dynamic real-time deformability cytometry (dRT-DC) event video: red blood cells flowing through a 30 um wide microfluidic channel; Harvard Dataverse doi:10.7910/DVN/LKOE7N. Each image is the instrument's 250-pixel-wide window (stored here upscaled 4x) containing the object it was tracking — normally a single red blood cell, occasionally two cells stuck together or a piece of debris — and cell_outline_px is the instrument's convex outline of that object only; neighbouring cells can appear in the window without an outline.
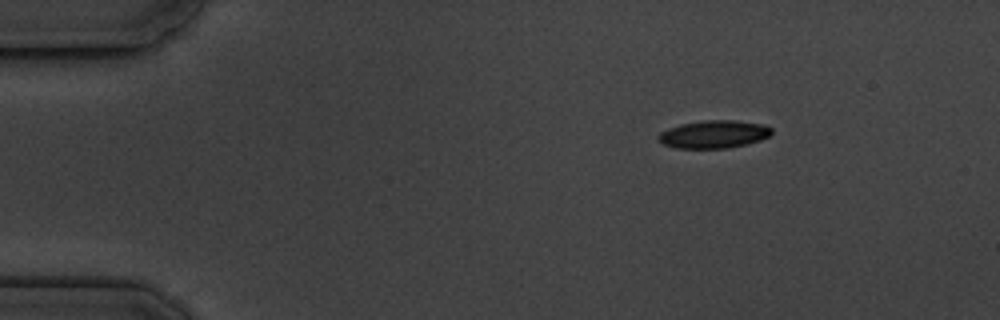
{"species": "common noctule bat (a hibernating species)", "species_latin": "Nyctalus noctula", "temperature_condition": "cold", "stored_images_in_passage": 14, "camera_frame_rate_fps": 3000, "um_per_image_px": 0.085, "animal": {"sex": "male", "body_mass_g": 19.5, "forearm_length_mm": 54.6}, "frame": {"image": 1, "passage_image": 1, "time_ms": 0.0, "image_size_px": [1000, 320], "cell_outline_px": [[772, 132], [768, 136], [760, 140], [748, 144], [728, 148], [676, 148], [664, 144], [656, 140], [656, 136], [660, 132], [668, 128], [680, 124], [704, 120], [736, 120], [764, 124], [772, 128]], "centroid_in_image_um": [60.66, 11.41], "position_along_channel_um": 24.3, "area_um2": 18.55}}
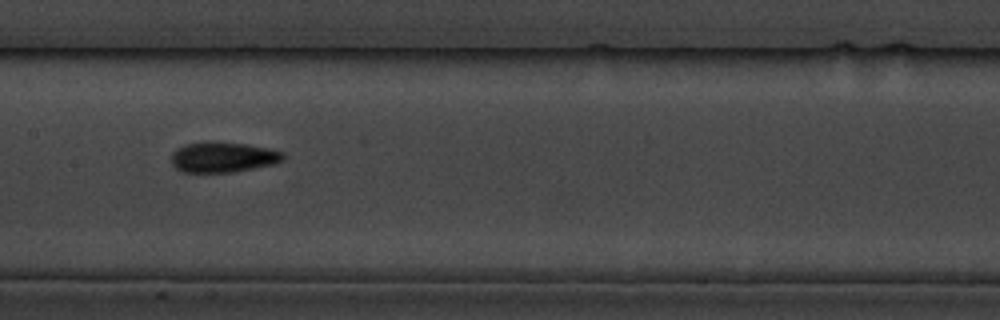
{"frame": {"image": 2, "passage_image": 7, "time_ms": 6.667, "image_size_px": [1000, 320], "cell_outline_px": [[284, 160], [276, 164], [232, 172], [184, 172], [176, 168], [172, 164], [172, 152], [176, 148], [184, 144], [204, 140], [212, 140], [248, 144], [268, 148], [284, 152]], "centroid_in_image_um": [18.95, 13.33], "position_along_channel_um": 188.4, "area_um2": 20.29}}
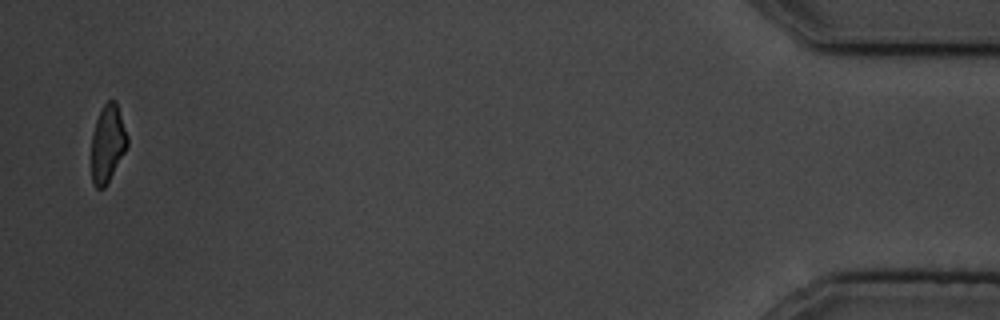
{"frame": {"image": 3, "passage_image": 14, "time_ms": 15.667, "image_size_px": [1000, 320], "cell_outline_px": [[128, 144], [124, 152], [104, 188], [96, 188], [92, 180], [92, 132], [96, 120], [104, 104], [108, 100], [116, 100], [128, 136]], "centroid_in_image_um": [9.15, 12.16], "position_along_channel_um": 426.1, "area_um2": 15.95}, "authors_computed_cell_mechanics": {"area_um2": 18.5827, "velocity_mm_per_s": 3.5709, "shape_relaxation_time_tau1_ms": 2.0095, "shape_relaxation_time_tau2_ms": null, "deformation_change_tau1": 0.1147, "deformation_change_tau2": null}}